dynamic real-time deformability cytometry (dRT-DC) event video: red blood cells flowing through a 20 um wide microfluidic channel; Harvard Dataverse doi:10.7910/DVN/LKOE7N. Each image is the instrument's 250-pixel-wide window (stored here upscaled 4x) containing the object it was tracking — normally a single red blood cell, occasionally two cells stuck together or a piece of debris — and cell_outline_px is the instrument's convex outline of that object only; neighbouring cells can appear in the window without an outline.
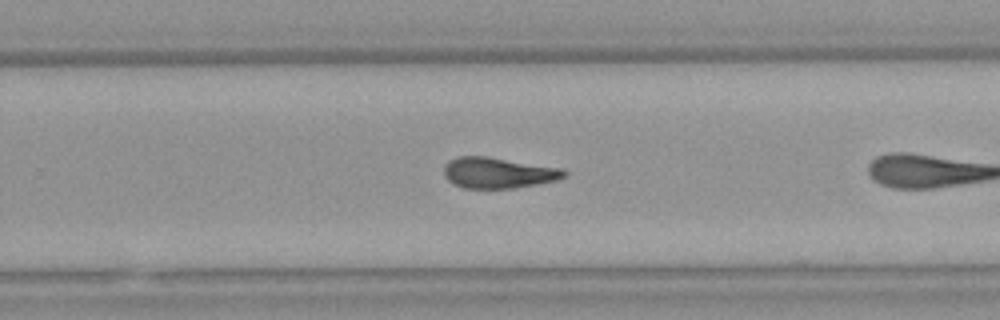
{"species": "Egyptian fruit bat (a non-hibernating species)", "species_latin": "Rousettus aegyptiacus", "temperature_condition": "warm", "stored_images_in_passage": 24, "camera_frame_rate_fps": 3000, "um_per_image_px": 0.085, "animal": {"sex": "female"}, "frame": {"image": 1, "passage_image": 17, "time_ms": 5.333, "image_size_px": [1000, 320], "cell_outline_px": [[568, 176], [556, 180], [536, 184], [512, 188], [464, 188], [448, 180], [444, 176], [444, 164], [448, 160], [460, 156], [488, 156], [560, 168], [568, 172]], "centroid_in_image_um": [42.33, 14.68], "position_along_channel_um": 287.5, "area_um2": 21.56}}